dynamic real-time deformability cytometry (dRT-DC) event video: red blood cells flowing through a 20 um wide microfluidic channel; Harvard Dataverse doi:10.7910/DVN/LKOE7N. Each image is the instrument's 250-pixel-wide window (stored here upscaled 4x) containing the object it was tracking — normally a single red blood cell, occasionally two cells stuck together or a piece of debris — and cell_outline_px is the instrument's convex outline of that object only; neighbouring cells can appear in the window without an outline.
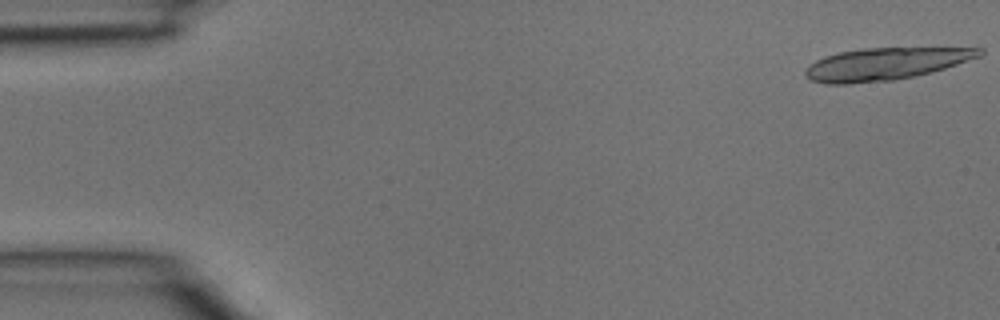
{"species": "common noctule bat (a hibernating species)", "species_latin": "Nyctalus noctula", "temperature_condition": "room temperature", "stored_images_in_passage": 13, "camera_frame_rate_fps": 3000, "um_per_image_px": 0.085, "animal": {"sex": "male", "body_mass_g": 15.6}, "frame": {"image": 1, "passage_image": 1, "time_ms": 0.0, "image_size_px": [1000, 320], "cell_outline_px": [[984, 52], [980, 56], [932, 72], [892, 80], [848, 84], [828, 84], [812, 80], [804, 76], [804, 72], [808, 64], [824, 56], [840, 52], [864, 48], [984, 48]], "centroid_in_image_um": [75.21, 5.43], "position_along_channel_um": 9.8, "area_um2": 32.48}}